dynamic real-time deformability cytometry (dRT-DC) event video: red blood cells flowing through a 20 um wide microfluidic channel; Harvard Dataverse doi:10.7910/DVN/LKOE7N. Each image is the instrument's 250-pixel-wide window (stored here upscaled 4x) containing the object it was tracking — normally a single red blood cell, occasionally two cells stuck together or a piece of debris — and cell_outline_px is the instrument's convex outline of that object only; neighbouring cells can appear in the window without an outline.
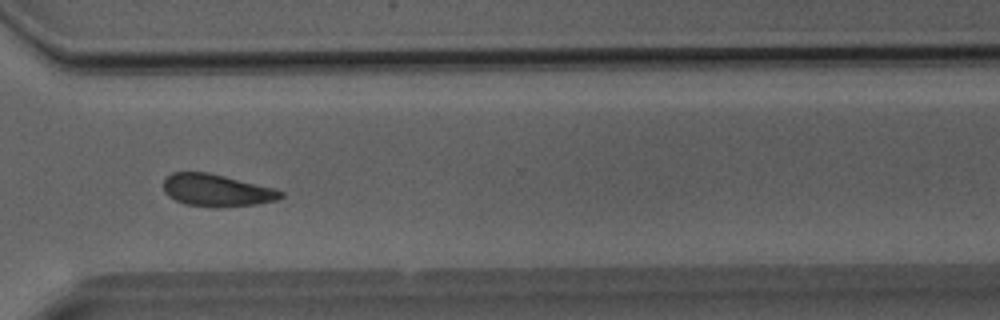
{"species": "Egyptian fruit bat (a non-hibernating species)", "species_latin": "Rousettus aegyptiacus", "temperature_condition": "room temperature", "stored_images_in_passage": 28, "camera_frame_rate_fps": 3000, "um_per_image_px": 0.085, "animal": {"sex": "male"}, "frame": {"image": 1, "passage_image": 23, "time_ms": 7.333, "image_size_px": [1000, 320], "cell_outline_px": [[284, 196], [276, 200], [256, 204], [184, 204], [168, 196], [164, 192], [164, 180], [172, 172], [208, 172], [276, 188], [284, 192]], "centroid_in_image_um": [18.43, 16.12], "position_along_channel_um": 352.2, "area_um2": 21.15}}